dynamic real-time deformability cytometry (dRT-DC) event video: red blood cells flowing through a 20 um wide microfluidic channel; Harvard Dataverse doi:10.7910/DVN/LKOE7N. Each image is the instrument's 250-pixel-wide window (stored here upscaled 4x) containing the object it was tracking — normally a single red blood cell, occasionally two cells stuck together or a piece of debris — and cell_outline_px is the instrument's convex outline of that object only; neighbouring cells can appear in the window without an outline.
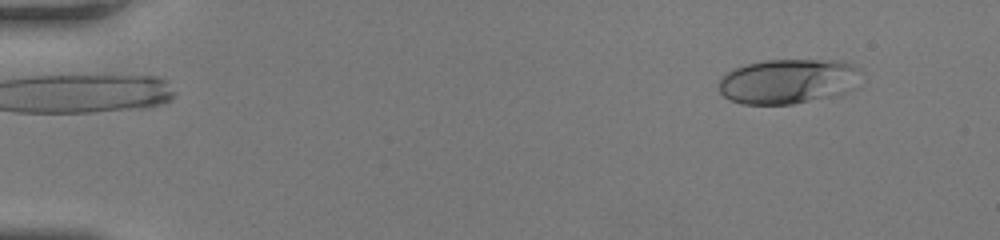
{"species": "human", "species_latin": "Homo sapiens", "temperature_condition": "room temperature", "stored_images_in_passage": 51, "camera_frame_rate_fps": 3000, "um_per_image_px": 0.085, "donor": {"sex": "female"}, "frame": {"image": 1, "passage_image": 6, "time_ms": 1.667, "image_size_px": [1000, 240], "cell_outline_px": [[864, 72], [852, 88], [848, 92], [840, 96], [792, 104], [740, 104], [728, 100], [716, 88], [716, 84], [732, 68], [764, 60], [840, 60], [852, 64], [860, 68]], "centroid_in_image_um": [67.01, 6.92], "position_along_channel_um": 18.0, "area_um2": 37.97}}
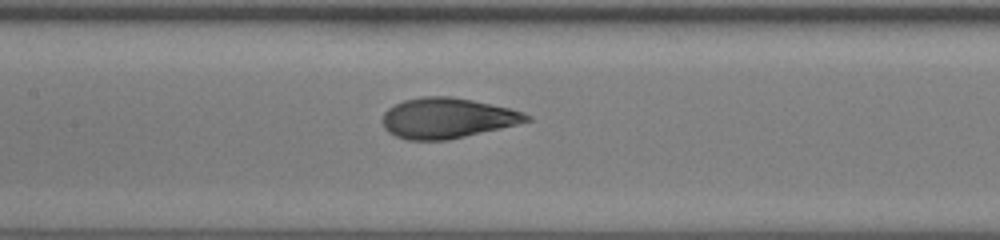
{"frame": {"image": 2, "passage_image": 26, "time_ms": 8.333, "image_size_px": [1000, 240], "cell_outline_px": [[532, 120], [500, 128], [448, 140], [408, 140], [396, 136], [388, 132], [384, 128], [384, 112], [388, 108], [404, 100], [424, 96], [452, 96], [472, 100], [508, 108], [524, 112], [532, 116]], "centroid_in_image_um": [38.01, 10.04], "position_along_channel_um": 169.4, "area_um2": 33.64}}
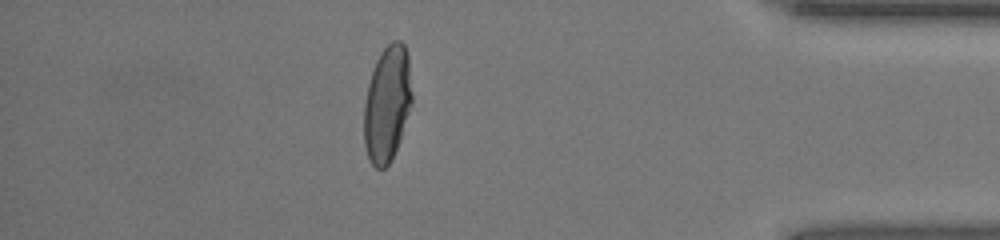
{"frame": {"image": 3, "passage_image": 45, "time_ms": 14.667, "image_size_px": [1000, 240], "cell_outline_px": [[412, 104], [400, 140], [388, 164], [384, 168], [376, 168], [368, 160], [364, 144], [364, 104], [368, 84], [376, 60], [380, 52], [392, 40], [400, 40], [404, 44], [408, 56], [412, 92]], "centroid_in_image_um": [32.91, 8.81], "position_along_channel_um": 402.3, "area_um2": 32.54}, "authors_computed_cell_mechanics": {"area_um2": 33.9286, "velocity_mm_per_s": 4.2174, "shape_relaxation_time_tau1_ms": 5.6889, "shape_relaxation_time_tau2_ms": null, "deformation_change_tau1": 0.2421, "deformation_change_tau2": null}}